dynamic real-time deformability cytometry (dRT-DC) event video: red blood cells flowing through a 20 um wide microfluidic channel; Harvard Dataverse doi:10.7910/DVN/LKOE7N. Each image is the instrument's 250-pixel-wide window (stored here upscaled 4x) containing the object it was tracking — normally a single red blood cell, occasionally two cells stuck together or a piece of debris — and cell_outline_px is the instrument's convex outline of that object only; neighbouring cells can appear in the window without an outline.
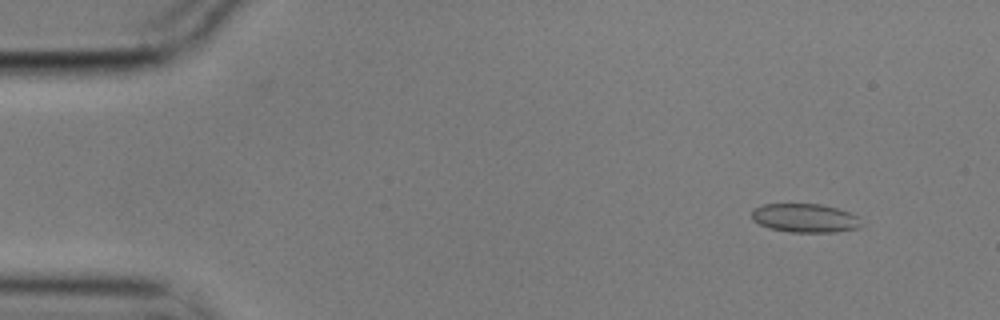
{"species": "common noctule bat (a hibernating species)", "species_latin": "Nyctalus noctula", "temperature_condition": "cold", "stored_images_in_passage": 4, "camera_frame_rate_fps": 3000, "um_per_image_px": 0.085, "animal": {"sex": "male", "body_mass_g": 17.9}, "frame": {"image": 1, "passage_image": 1, "time_ms": 0.0, "image_size_px": [1000, 320], "cell_outline_px": [[860, 228], [836, 232], [788, 232], [768, 228], [752, 220], [752, 208], [764, 204], [820, 204], [836, 208], [860, 216]], "centroid_in_image_um": [68.41, 18.54], "position_along_channel_um": 16.6, "area_um2": 18.5}}
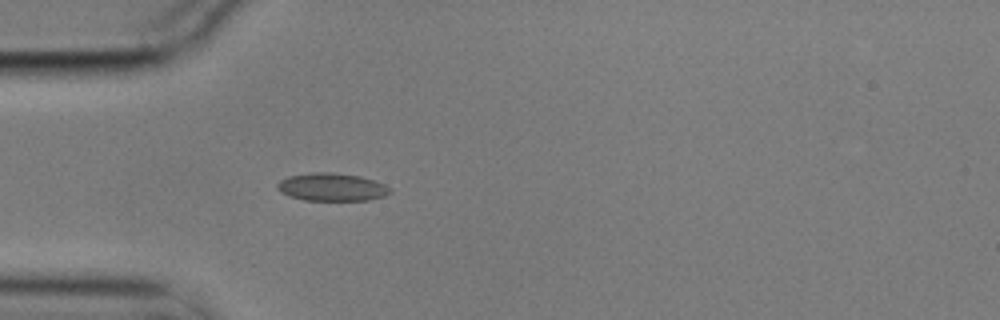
{"frame": {"image": 2, "passage_image": 4, "time_ms": 1.0, "image_size_px": [1000, 320], "cell_outline_px": [[392, 192], [384, 196], [368, 200], [304, 200], [280, 192], [276, 188], [276, 184], [280, 180], [288, 176], [312, 172], [336, 172], [360, 176], [384, 184], [392, 188]], "centroid_in_image_um": [28.21, 15.89], "position_along_channel_um": 56.8, "area_um2": 18.38}}